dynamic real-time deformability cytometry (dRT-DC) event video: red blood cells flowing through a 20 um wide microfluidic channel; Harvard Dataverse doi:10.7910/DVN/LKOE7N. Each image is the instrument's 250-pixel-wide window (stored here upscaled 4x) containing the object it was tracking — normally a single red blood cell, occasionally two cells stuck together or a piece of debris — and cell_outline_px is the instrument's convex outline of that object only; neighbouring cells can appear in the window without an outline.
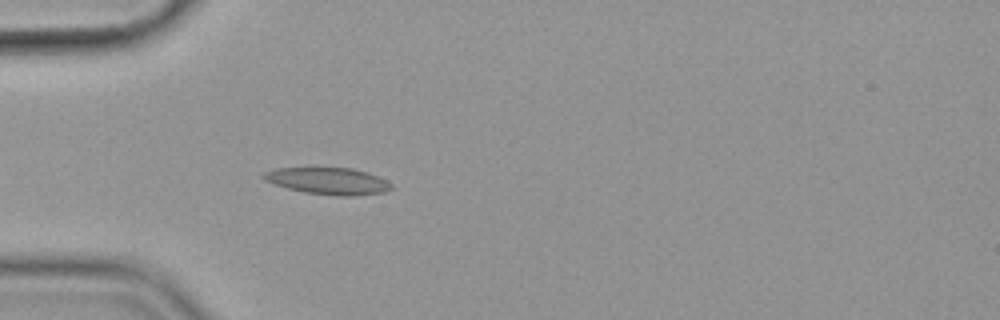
{"species": "common noctule bat (a hibernating species)", "species_latin": "Nyctalus noctula", "temperature_condition": "cold", "stored_images_in_passage": 44, "camera_frame_rate_fps": 3000, "um_per_image_px": 0.085, "animal": {"sex": "female", "body_mass_g": 19.9}, "frame": {"image": 1, "passage_image": 5, "time_ms": 1.333, "image_size_px": [1000, 320], "cell_outline_px": [[392, 188], [384, 192], [348, 196], [336, 196], [304, 192], [288, 188], [264, 180], [260, 176], [264, 172], [276, 168], [308, 164], [352, 168], [368, 172], [392, 184]], "centroid_in_image_um": [27.79, 15.32], "position_along_channel_um": 57.2, "area_um2": 20.87}}
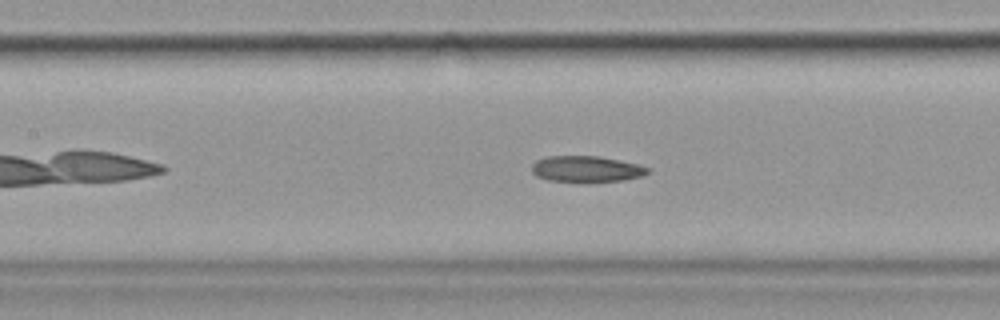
{"frame": {"image": 2, "passage_image": 14, "time_ms": 4.333, "image_size_px": [1000, 320], "cell_outline_px": [[652, 168], [648, 172], [640, 176], [624, 180], [588, 184], [584, 184], [548, 180], [536, 176], [532, 172], [532, 164], [536, 160], [548, 156], [600, 156], [620, 160]], "centroid_in_image_um": [49.83, 14.4], "position_along_channel_um": 157.6, "area_um2": 18.26}}
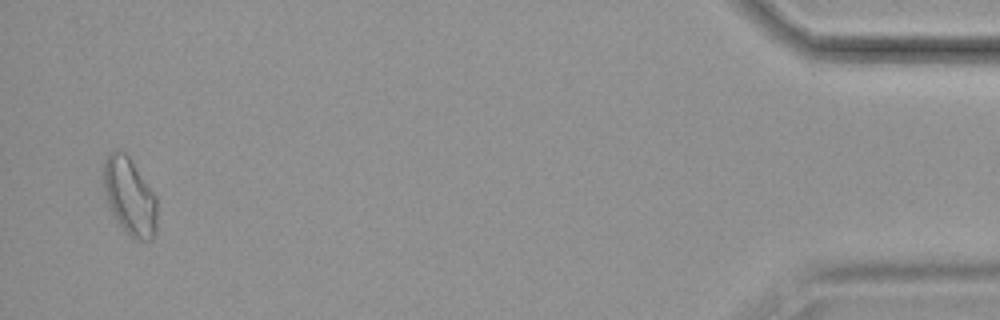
{"frame": {"image": 3, "passage_image": 43, "time_ms": 14.0, "image_size_px": [1000, 320], "cell_outline_px": [[156, 232], [152, 240], [136, 240], [128, 236], [116, 220], [108, 204], [104, 192], [104, 160], [108, 152], [116, 148], [120, 148], [128, 156], [156, 196]], "centroid_in_image_um": [11.01, 16.7], "position_along_channel_um": 424.2, "area_um2": 24.22}}